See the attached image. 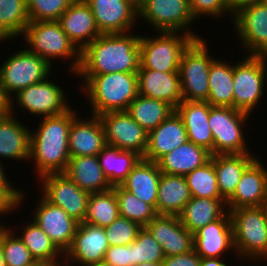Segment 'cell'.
I'll list each match as a JSON object with an SVG mask.
<instances>
[{
    "mask_svg": "<svg viewBox=\"0 0 267 266\" xmlns=\"http://www.w3.org/2000/svg\"><path fill=\"white\" fill-rule=\"evenodd\" d=\"M49 78L19 91L10 99V108L18 105L34 116L49 117L65 113L71 108L61 86ZM15 98V99H14ZM16 100V102H15ZM14 103V104H13Z\"/></svg>",
    "mask_w": 267,
    "mask_h": 266,
    "instance_id": "7c38bea8",
    "label": "cell"
},
{
    "mask_svg": "<svg viewBox=\"0 0 267 266\" xmlns=\"http://www.w3.org/2000/svg\"><path fill=\"white\" fill-rule=\"evenodd\" d=\"M9 227L0 229V245L6 266H27L35 263L34 257L26 248L23 241Z\"/></svg>",
    "mask_w": 267,
    "mask_h": 266,
    "instance_id": "b9f144b4",
    "label": "cell"
},
{
    "mask_svg": "<svg viewBox=\"0 0 267 266\" xmlns=\"http://www.w3.org/2000/svg\"><path fill=\"white\" fill-rule=\"evenodd\" d=\"M234 31L248 55L260 56L267 51V5L244 7L233 15Z\"/></svg>",
    "mask_w": 267,
    "mask_h": 266,
    "instance_id": "2e32d148",
    "label": "cell"
},
{
    "mask_svg": "<svg viewBox=\"0 0 267 266\" xmlns=\"http://www.w3.org/2000/svg\"><path fill=\"white\" fill-rule=\"evenodd\" d=\"M88 266H113V265L108 264L105 261H101L99 263L91 264V265H88Z\"/></svg>",
    "mask_w": 267,
    "mask_h": 266,
    "instance_id": "94428289",
    "label": "cell"
},
{
    "mask_svg": "<svg viewBox=\"0 0 267 266\" xmlns=\"http://www.w3.org/2000/svg\"><path fill=\"white\" fill-rule=\"evenodd\" d=\"M257 157L253 153L211 155L219 193L225 201L233 195L244 171Z\"/></svg>",
    "mask_w": 267,
    "mask_h": 266,
    "instance_id": "83f0119b",
    "label": "cell"
},
{
    "mask_svg": "<svg viewBox=\"0 0 267 266\" xmlns=\"http://www.w3.org/2000/svg\"><path fill=\"white\" fill-rule=\"evenodd\" d=\"M83 79L81 90L91 105L92 115L110 111H126L139 95L137 73L78 75Z\"/></svg>",
    "mask_w": 267,
    "mask_h": 266,
    "instance_id": "3957f363",
    "label": "cell"
},
{
    "mask_svg": "<svg viewBox=\"0 0 267 266\" xmlns=\"http://www.w3.org/2000/svg\"><path fill=\"white\" fill-rule=\"evenodd\" d=\"M138 266H162L161 263H149V262H145V263H141Z\"/></svg>",
    "mask_w": 267,
    "mask_h": 266,
    "instance_id": "680465c9",
    "label": "cell"
},
{
    "mask_svg": "<svg viewBox=\"0 0 267 266\" xmlns=\"http://www.w3.org/2000/svg\"><path fill=\"white\" fill-rule=\"evenodd\" d=\"M1 40L4 41V40H7V39L0 33V42H1Z\"/></svg>",
    "mask_w": 267,
    "mask_h": 266,
    "instance_id": "6125c7cd",
    "label": "cell"
},
{
    "mask_svg": "<svg viewBox=\"0 0 267 266\" xmlns=\"http://www.w3.org/2000/svg\"><path fill=\"white\" fill-rule=\"evenodd\" d=\"M260 57L263 59V62L265 64V67H266V71H267V51H265L264 53H262L260 55Z\"/></svg>",
    "mask_w": 267,
    "mask_h": 266,
    "instance_id": "91938a15",
    "label": "cell"
},
{
    "mask_svg": "<svg viewBox=\"0 0 267 266\" xmlns=\"http://www.w3.org/2000/svg\"><path fill=\"white\" fill-rule=\"evenodd\" d=\"M211 158V153L191 141L181 144L157 163L162 173L183 175L203 166Z\"/></svg>",
    "mask_w": 267,
    "mask_h": 266,
    "instance_id": "1f68e13d",
    "label": "cell"
},
{
    "mask_svg": "<svg viewBox=\"0 0 267 266\" xmlns=\"http://www.w3.org/2000/svg\"><path fill=\"white\" fill-rule=\"evenodd\" d=\"M0 266H6L1 245H0Z\"/></svg>",
    "mask_w": 267,
    "mask_h": 266,
    "instance_id": "6f0895ef",
    "label": "cell"
},
{
    "mask_svg": "<svg viewBox=\"0 0 267 266\" xmlns=\"http://www.w3.org/2000/svg\"><path fill=\"white\" fill-rule=\"evenodd\" d=\"M98 117L104 127L107 145L134 151L143 158L148 147V132L126 111H110Z\"/></svg>",
    "mask_w": 267,
    "mask_h": 266,
    "instance_id": "5bb4252c",
    "label": "cell"
},
{
    "mask_svg": "<svg viewBox=\"0 0 267 266\" xmlns=\"http://www.w3.org/2000/svg\"><path fill=\"white\" fill-rule=\"evenodd\" d=\"M22 231V235L19 234L18 237L35 260L52 259L62 254L44 231L32 220L22 228Z\"/></svg>",
    "mask_w": 267,
    "mask_h": 266,
    "instance_id": "60d3db41",
    "label": "cell"
},
{
    "mask_svg": "<svg viewBox=\"0 0 267 266\" xmlns=\"http://www.w3.org/2000/svg\"><path fill=\"white\" fill-rule=\"evenodd\" d=\"M30 22L57 21L75 0H26Z\"/></svg>",
    "mask_w": 267,
    "mask_h": 266,
    "instance_id": "ee69618b",
    "label": "cell"
},
{
    "mask_svg": "<svg viewBox=\"0 0 267 266\" xmlns=\"http://www.w3.org/2000/svg\"><path fill=\"white\" fill-rule=\"evenodd\" d=\"M41 185L42 196L50 203L62 208L70 217L79 223L86 215L90 194L80 189L64 173L47 174L38 178Z\"/></svg>",
    "mask_w": 267,
    "mask_h": 266,
    "instance_id": "4fadbf2b",
    "label": "cell"
},
{
    "mask_svg": "<svg viewBox=\"0 0 267 266\" xmlns=\"http://www.w3.org/2000/svg\"><path fill=\"white\" fill-rule=\"evenodd\" d=\"M262 210L264 212V215H265V220H266V225H267V198L266 200L263 202L262 204Z\"/></svg>",
    "mask_w": 267,
    "mask_h": 266,
    "instance_id": "9f6ffc18",
    "label": "cell"
},
{
    "mask_svg": "<svg viewBox=\"0 0 267 266\" xmlns=\"http://www.w3.org/2000/svg\"><path fill=\"white\" fill-rule=\"evenodd\" d=\"M113 189L115 190L121 217L145 227L157 216L155 209L151 205L141 201L121 185L113 186Z\"/></svg>",
    "mask_w": 267,
    "mask_h": 266,
    "instance_id": "f35d334b",
    "label": "cell"
},
{
    "mask_svg": "<svg viewBox=\"0 0 267 266\" xmlns=\"http://www.w3.org/2000/svg\"><path fill=\"white\" fill-rule=\"evenodd\" d=\"M201 257L194 251V249L190 252L165 256L162 261V266H200Z\"/></svg>",
    "mask_w": 267,
    "mask_h": 266,
    "instance_id": "681fc988",
    "label": "cell"
},
{
    "mask_svg": "<svg viewBox=\"0 0 267 266\" xmlns=\"http://www.w3.org/2000/svg\"><path fill=\"white\" fill-rule=\"evenodd\" d=\"M175 108L169 103L138 95L126 112L148 133L167 119Z\"/></svg>",
    "mask_w": 267,
    "mask_h": 266,
    "instance_id": "d590c367",
    "label": "cell"
},
{
    "mask_svg": "<svg viewBox=\"0 0 267 266\" xmlns=\"http://www.w3.org/2000/svg\"><path fill=\"white\" fill-rule=\"evenodd\" d=\"M52 67L46 59L27 48L15 51L0 65V86L12 99L13 94L47 79Z\"/></svg>",
    "mask_w": 267,
    "mask_h": 266,
    "instance_id": "52a82bcc",
    "label": "cell"
},
{
    "mask_svg": "<svg viewBox=\"0 0 267 266\" xmlns=\"http://www.w3.org/2000/svg\"><path fill=\"white\" fill-rule=\"evenodd\" d=\"M214 59L209 69V96L211 106L233 107V64Z\"/></svg>",
    "mask_w": 267,
    "mask_h": 266,
    "instance_id": "e575fe53",
    "label": "cell"
},
{
    "mask_svg": "<svg viewBox=\"0 0 267 266\" xmlns=\"http://www.w3.org/2000/svg\"><path fill=\"white\" fill-rule=\"evenodd\" d=\"M162 172L158 163L141 158L121 186L156 211L159 180Z\"/></svg>",
    "mask_w": 267,
    "mask_h": 266,
    "instance_id": "f546056e",
    "label": "cell"
},
{
    "mask_svg": "<svg viewBox=\"0 0 267 266\" xmlns=\"http://www.w3.org/2000/svg\"><path fill=\"white\" fill-rule=\"evenodd\" d=\"M229 213L236 256L250 262L267 259V225L262 207H242Z\"/></svg>",
    "mask_w": 267,
    "mask_h": 266,
    "instance_id": "5b68a950",
    "label": "cell"
},
{
    "mask_svg": "<svg viewBox=\"0 0 267 266\" xmlns=\"http://www.w3.org/2000/svg\"><path fill=\"white\" fill-rule=\"evenodd\" d=\"M210 107L208 102L183 100L175 111L183 120L188 140L213 155V136L208 123Z\"/></svg>",
    "mask_w": 267,
    "mask_h": 266,
    "instance_id": "484cf974",
    "label": "cell"
},
{
    "mask_svg": "<svg viewBox=\"0 0 267 266\" xmlns=\"http://www.w3.org/2000/svg\"><path fill=\"white\" fill-rule=\"evenodd\" d=\"M60 257L63 259V261L60 259ZM34 266H70V263L67 260L66 254L62 253L60 256L52 259L36 260Z\"/></svg>",
    "mask_w": 267,
    "mask_h": 266,
    "instance_id": "816d5d0a",
    "label": "cell"
},
{
    "mask_svg": "<svg viewBox=\"0 0 267 266\" xmlns=\"http://www.w3.org/2000/svg\"><path fill=\"white\" fill-rule=\"evenodd\" d=\"M15 107L7 116L0 118V157L27 161L30 157V127H25L14 116Z\"/></svg>",
    "mask_w": 267,
    "mask_h": 266,
    "instance_id": "4316f807",
    "label": "cell"
},
{
    "mask_svg": "<svg viewBox=\"0 0 267 266\" xmlns=\"http://www.w3.org/2000/svg\"><path fill=\"white\" fill-rule=\"evenodd\" d=\"M194 251L201 258H221L234 251L233 227L229 211L193 234ZM224 253V255H223ZM223 255V256H222Z\"/></svg>",
    "mask_w": 267,
    "mask_h": 266,
    "instance_id": "d6986e66",
    "label": "cell"
},
{
    "mask_svg": "<svg viewBox=\"0 0 267 266\" xmlns=\"http://www.w3.org/2000/svg\"><path fill=\"white\" fill-rule=\"evenodd\" d=\"M200 266H229V264L224 258H201Z\"/></svg>",
    "mask_w": 267,
    "mask_h": 266,
    "instance_id": "db71d44e",
    "label": "cell"
},
{
    "mask_svg": "<svg viewBox=\"0 0 267 266\" xmlns=\"http://www.w3.org/2000/svg\"><path fill=\"white\" fill-rule=\"evenodd\" d=\"M206 42L196 39L182 54L179 73L183 100L207 102L209 69L214 58Z\"/></svg>",
    "mask_w": 267,
    "mask_h": 266,
    "instance_id": "ba28073f",
    "label": "cell"
},
{
    "mask_svg": "<svg viewBox=\"0 0 267 266\" xmlns=\"http://www.w3.org/2000/svg\"><path fill=\"white\" fill-rule=\"evenodd\" d=\"M267 71L263 59L256 55H247L233 64V108L252 112L264 96L267 86ZM253 109V110H252Z\"/></svg>",
    "mask_w": 267,
    "mask_h": 266,
    "instance_id": "30bf717a",
    "label": "cell"
},
{
    "mask_svg": "<svg viewBox=\"0 0 267 266\" xmlns=\"http://www.w3.org/2000/svg\"><path fill=\"white\" fill-rule=\"evenodd\" d=\"M227 212L224 199L192 197L184 206L179 219L192 234L220 219Z\"/></svg>",
    "mask_w": 267,
    "mask_h": 266,
    "instance_id": "d6a6232c",
    "label": "cell"
},
{
    "mask_svg": "<svg viewBox=\"0 0 267 266\" xmlns=\"http://www.w3.org/2000/svg\"><path fill=\"white\" fill-rule=\"evenodd\" d=\"M192 197L223 199L220 196L214 164L210 159L203 166L185 175Z\"/></svg>",
    "mask_w": 267,
    "mask_h": 266,
    "instance_id": "ab89813d",
    "label": "cell"
},
{
    "mask_svg": "<svg viewBox=\"0 0 267 266\" xmlns=\"http://www.w3.org/2000/svg\"><path fill=\"white\" fill-rule=\"evenodd\" d=\"M64 174L89 194L113 188L102 171L98 156L70 157Z\"/></svg>",
    "mask_w": 267,
    "mask_h": 266,
    "instance_id": "f1b7e54d",
    "label": "cell"
},
{
    "mask_svg": "<svg viewBox=\"0 0 267 266\" xmlns=\"http://www.w3.org/2000/svg\"><path fill=\"white\" fill-rule=\"evenodd\" d=\"M138 93L161 100L176 108L182 101L180 73L160 72L139 67Z\"/></svg>",
    "mask_w": 267,
    "mask_h": 266,
    "instance_id": "cb8c5ba5",
    "label": "cell"
},
{
    "mask_svg": "<svg viewBox=\"0 0 267 266\" xmlns=\"http://www.w3.org/2000/svg\"><path fill=\"white\" fill-rule=\"evenodd\" d=\"M119 216V205L115 190L112 188L105 192L90 194L83 222L105 228Z\"/></svg>",
    "mask_w": 267,
    "mask_h": 266,
    "instance_id": "8d00e7d4",
    "label": "cell"
},
{
    "mask_svg": "<svg viewBox=\"0 0 267 266\" xmlns=\"http://www.w3.org/2000/svg\"><path fill=\"white\" fill-rule=\"evenodd\" d=\"M139 67V34H101L81 51V65L75 75L137 73Z\"/></svg>",
    "mask_w": 267,
    "mask_h": 266,
    "instance_id": "6da1fadb",
    "label": "cell"
},
{
    "mask_svg": "<svg viewBox=\"0 0 267 266\" xmlns=\"http://www.w3.org/2000/svg\"><path fill=\"white\" fill-rule=\"evenodd\" d=\"M91 117L82 119L77 116L72 121L68 142L70 157L97 156L107 145L100 118Z\"/></svg>",
    "mask_w": 267,
    "mask_h": 266,
    "instance_id": "603a6c76",
    "label": "cell"
},
{
    "mask_svg": "<svg viewBox=\"0 0 267 266\" xmlns=\"http://www.w3.org/2000/svg\"><path fill=\"white\" fill-rule=\"evenodd\" d=\"M191 198L185 176L161 174L156 203L157 215L179 216Z\"/></svg>",
    "mask_w": 267,
    "mask_h": 266,
    "instance_id": "4dcf8cb0",
    "label": "cell"
},
{
    "mask_svg": "<svg viewBox=\"0 0 267 266\" xmlns=\"http://www.w3.org/2000/svg\"><path fill=\"white\" fill-rule=\"evenodd\" d=\"M24 196V192L18 189H0V216L16 210L25 201ZM0 226L4 227L1 223Z\"/></svg>",
    "mask_w": 267,
    "mask_h": 266,
    "instance_id": "c3c4849f",
    "label": "cell"
},
{
    "mask_svg": "<svg viewBox=\"0 0 267 266\" xmlns=\"http://www.w3.org/2000/svg\"><path fill=\"white\" fill-rule=\"evenodd\" d=\"M38 201L32 221L62 253H65L71 247L79 222L59 206L48 202L42 195Z\"/></svg>",
    "mask_w": 267,
    "mask_h": 266,
    "instance_id": "e0dca14e",
    "label": "cell"
},
{
    "mask_svg": "<svg viewBox=\"0 0 267 266\" xmlns=\"http://www.w3.org/2000/svg\"><path fill=\"white\" fill-rule=\"evenodd\" d=\"M29 23L26 0H0V33L7 40L22 35Z\"/></svg>",
    "mask_w": 267,
    "mask_h": 266,
    "instance_id": "74e56055",
    "label": "cell"
},
{
    "mask_svg": "<svg viewBox=\"0 0 267 266\" xmlns=\"http://www.w3.org/2000/svg\"><path fill=\"white\" fill-rule=\"evenodd\" d=\"M141 228L138 223L119 216L112 224L104 229L109 246H126L135 241Z\"/></svg>",
    "mask_w": 267,
    "mask_h": 266,
    "instance_id": "f6af8a7d",
    "label": "cell"
},
{
    "mask_svg": "<svg viewBox=\"0 0 267 266\" xmlns=\"http://www.w3.org/2000/svg\"><path fill=\"white\" fill-rule=\"evenodd\" d=\"M191 12L197 21L200 16L218 18L230 14L226 0H190ZM227 12V13H226Z\"/></svg>",
    "mask_w": 267,
    "mask_h": 266,
    "instance_id": "bcb514c9",
    "label": "cell"
},
{
    "mask_svg": "<svg viewBox=\"0 0 267 266\" xmlns=\"http://www.w3.org/2000/svg\"><path fill=\"white\" fill-rule=\"evenodd\" d=\"M165 258L162 247L152 237L151 233L142 227L132 242V266L141 263H162Z\"/></svg>",
    "mask_w": 267,
    "mask_h": 266,
    "instance_id": "7bdbcfd3",
    "label": "cell"
},
{
    "mask_svg": "<svg viewBox=\"0 0 267 266\" xmlns=\"http://www.w3.org/2000/svg\"><path fill=\"white\" fill-rule=\"evenodd\" d=\"M104 175L112 186L121 185L142 158L134 151L106 145L97 155Z\"/></svg>",
    "mask_w": 267,
    "mask_h": 266,
    "instance_id": "836d02e7",
    "label": "cell"
},
{
    "mask_svg": "<svg viewBox=\"0 0 267 266\" xmlns=\"http://www.w3.org/2000/svg\"><path fill=\"white\" fill-rule=\"evenodd\" d=\"M257 158L243 173L233 195L226 201L227 211L260 207L267 198V168Z\"/></svg>",
    "mask_w": 267,
    "mask_h": 266,
    "instance_id": "7402d4cb",
    "label": "cell"
},
{
    "mask_svg": "<svg viewBox=\"0 0 267 266\" xmlns=\"http://www.w3.org/2000/svg\"><path fill=\"white\" fill-rule=\"evenodd\" d=\"M76 117L70 108L63 114L42 118L38 130L31 131L29 160L36 164L37 177L65 172L70 159V126Z\"/></svg>",
    "mask_w": 267,
    "mask_h": 266,
    "instance_id": "7a4b0ae2",
    "label": "cell"
},
{
    "mask_svg": "<svg viewBox=\"0 0 267 266\" xmlns=\"http://www.w3.org/2000/svg\"><path fill=\"white\" fill-rule=\"evenodd\" d=\"M101 34L131 33L138 19L137 0H84Z\"/></svg>",
    "mask_w": 267,
    "mask_h": 266,
    "instance_id": "9a60e30c",
    "label": "cell"
},
{
    "mask_svg": "<svg viewBox=\"0 0 267 266\" xmlns=\"http://www.w3.org/2000/svg\"><path fill=\"white\" fill-rule=\"evenodd\" d=\"M156 33H159L157 37L140 36V66L160 72H179L182 54L195 39L180 32Z\"/></svg>",
    "mask_w": 267,
    "mask_h": 266,
    "instance_id": "8992f818",
    "label": "cell"
},
{
    "mask_svg": "<svg viewBox=\"0 0 267 266\" xmlns=\"http://www.w3.org/2000/svg\"><path fill=\"white\" fill-rule=\"evenodd\" d=\"M104 261L113 266H132V243L126 246H109Z\"/></svg>",
    "mask_w": 267,
    "mask_h": 266,
    "instance_id": "7dc6e473",
    "label": "cell"
},
{
    "mask_svg": "<svg viewBox=\"0 0 267 266\" xmlns=\"http://www.w3.org/2000/svg\"><path fill=\"white\" fill-rule=\"evenodd\" d=\"M145 228L162 247L165 256L193 250V234L183 226L179 216L157 215Z\"/></svg>",
    "mask_w": 267,
    "mask_h": 266,
    "instance_id": "ffe728a7",
    "label": "cell"
},
{
    "mask_svg": "<svg viewBox=\"0 0 267 266\" xmlns=\"http://www.w3.org/2000/svg\"><path fill=\"white\" fill-rule=\"evenodd\" d=\"M231 17L239 10L252 4L263 3L264 0H226Z\"/></svg>",
    "mask_w": 267,
    "mask_h": 266,
    "instance_id": "f907efd6",
    "label": "cell"
},
{
    "mask_svg": "<svg viewBox=\"0 0 267 266\" xmlns=\"http://www.w3.org/2000/svg\"><path fill=\"white\" fill-rule=\"evenodd\" d=\"M10 113V99L6 96L4 89L0 86V118Z\"/></svg>",
    "mask_w": 267,
    "mask_h": 266,
    "instance_id": "f5cc1de1",
    "label": "cell"
},
{
    "mask_svg": "<svg viewBox=\"0 0 267 266\" xmlns=\"http://www.w3.org/2000/svg\"><path fill=\"white\" fill-rule=\"evenodd\" d=\"M248 116L250 114L233 107H210L208 123L213 136V155L251 153L243 130Z\"/></svg>",
    "mask_w": 267,
    "mask_h": 266,
    "instance_id": "9c48e42d",
    "label": "cell"
},
{
    "mask_svg": "<svg viewBox=\"0 0 267 266\" xmlns=\"http://www.w3.org/2000/svg\"><path fill=\"white\" fill-rule=\"evenodd\" d=\"M57 21L80 52L101 35L93 12L84 0L73 1Z\"/></svg>",
    "mask_w": 267,
    "mask_h": 266,
    "instance_id": "44dd1931",
    "label": "cell"
},
{
    "mask_svg": "<svg viewBox=\"0 0 267 266\" xmlns=\"http://www.w3.org/2000/svg\"><path fill=\"white\" fill-rule=\"evenodd\" d=\"M138 18L148 22L156 32H184L195 40L201 39L188 27L195 22L190 0H138Z\"/></svg>",
    "mask_w": 267,
    "mask_h": 266,
    "instance_id": "8fae6325",
    "label": "cell"
},
{
    "mask_svg": "<svg viewBox=\"0 0 267 266\" xmlns=\"http://www.w3.org/2000/svg\"><path fill=\"white\" fill-rule=\"evenodd\" d=\"M28 50L46 59L52 64L51 59H72L68 73L74 75L81 65V52L69 40L58 21L30 22L22 34Z\"/></svg>",
    "mask_w": 267,
    "mask_h": 266,
    "instance_id": "277c9868",
    "label": "cell"
},
{
    "mask_svg": "<svg viewBox=\"0 0 267 266\" xmlns=\"http://www.w3.org/2000/svg\"><path fill=\"white\" fill-rule=\"evenodd\" d=\"M187 141L189 140L183 120L174 111L148 133V147L143 159L157 163L164 155Z\"/></svg>",
    "mask_w": 267,
    "mask_h": 266,
    "instance_id": "d4e9b609",
    "label": "cell"
},
{
    "mask_svg": "<svg viewBox=\"0 0 267 266\" xmlns=\"http://www.w3.org/2000/svg\"><path fill=\"white\" fill-rule=\"evenodd\" d=\"M0 189H15L10 181L7 180L6 172L4 171L3 163L0 161Z\"/></svg>",
    "mask_w": 267,
    "mask_h": 266,
    "instance_id": "11a10c76",
    "label": "cell"
},
{
    "mask_svg": "<svg viewBox=\"0 0 267 266\" xmlns=\"http://www.w3.org/2000/svg\"><path fill=\"white\" fill-rule=\"evenodd\" d=\"M109 242L105 229L89 223H79L71 247L65 252L68 262L88 266L104 261Z\"/></svg>",
    "mask_w": 267,
    "mask_h": 266,
    "instance_id": "ac0fdd59",
    "label": "cell"
}]
</instances>
